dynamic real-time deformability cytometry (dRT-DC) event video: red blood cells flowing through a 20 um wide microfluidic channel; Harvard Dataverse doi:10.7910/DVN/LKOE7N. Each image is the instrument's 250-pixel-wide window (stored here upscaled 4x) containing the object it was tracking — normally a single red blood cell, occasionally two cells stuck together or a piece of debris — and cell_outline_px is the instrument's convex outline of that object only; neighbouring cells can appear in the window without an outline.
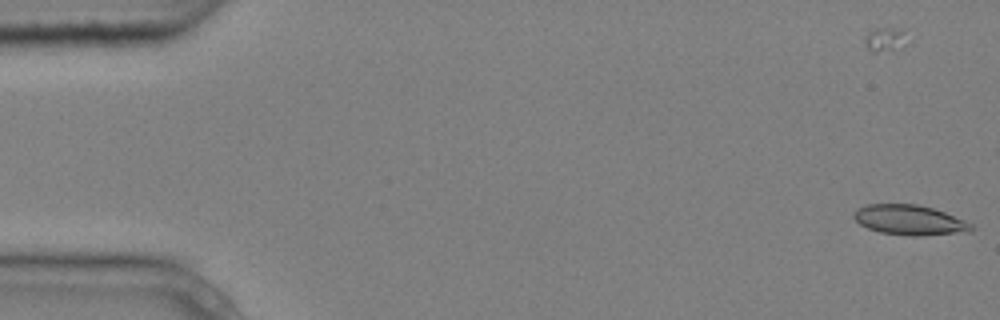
{"species": "common noctule bat (a hibernating species)", "species_latin": "Nyctalus noctula", "temperature_condition": "cold", "stored_images_in_passage": 6, "camera_frame_rate_fps": 3000, "um_per_image_px": 0.085, "animal": {"sex": "male", "body_mass_g": 20.4}, "frame": {"image": 1, "passage_image": 1, "time_ms": 0.0, "image_size_px": [1000, 320], "cell_outline_px": [[972, 232], [924, 236], [912, 236], [880, 232], [868, 228], [860, 224], [852, 216], [852, 212], [868, 204], [916, 204], [932, 208], [944, 212], [964, 220], [972, 224]], "centroid_in_image_um": [77.33, 18.71], "position_along_channel_um": 7.7, "area_um2": 20.58}}